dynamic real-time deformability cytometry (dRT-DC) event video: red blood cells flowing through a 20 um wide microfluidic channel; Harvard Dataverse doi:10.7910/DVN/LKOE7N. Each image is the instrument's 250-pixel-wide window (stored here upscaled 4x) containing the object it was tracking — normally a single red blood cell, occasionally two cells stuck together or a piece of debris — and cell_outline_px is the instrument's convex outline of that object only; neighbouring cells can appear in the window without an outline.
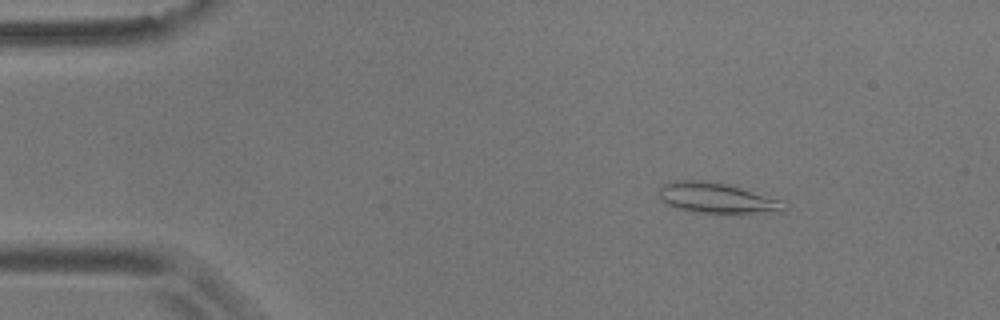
{"species": "common noctule bat (a hibernating species)", "species_latin": "Nyctalus noctula", "temperature_condition": "room temperature", "stored_images_in_passage": 17, "camera_frame_rate_fps": 3000, "um_per_image_px": 0.085, "animal": {"sex": "male", "body_mass_g": 17.9}, "frame": {"image": 1, "passage_image": 8, "time_ms": 2.333, "image_size_px": [1000, 320], "cell_outline_px": [[788, 208], [784, 212], [740, 216], [732, 216], [700, 212], [676, 208], [664, 204], [660, 200], [656, 188], [664, 184], [676, 180], [696, 180], [724, 184], [788, 200]], "centroid_in_image_um": [61.07, 16.9], "position_along_channel_um": 23.9, "area_um2": 23.64}}